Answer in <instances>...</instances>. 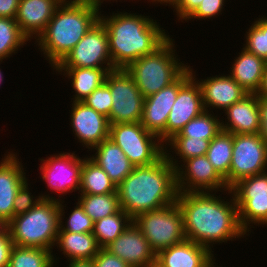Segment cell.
Listing matches in <instances>:
<instances>
[{"label": "cell", "mask_w": 267, "mask_h": 267, "mask_svg": "<svg viewBox=\"0 0 267 267\" xmlns=\"http://www.w3.org/2000/svg\"><path fill=\"white\" fill-rule=\"evenodd\" d=\"M92 260L94 267H130L106 248H101Z\"/></svg>", "instance_id": "obj_41"}, {"label": "cell", "mask_w": 267, "mask_h": 267, "mask_svg": "<svg viewBox=\"0 0 267 267\" xmlns=\"http://www.w3.org/2000/svg\"><path fill=\"white\" fill-rule=\"evenodd\" d=\"M215 193L178 192L176 199L182 211L186 239L207 247L213 253V244H225L248 236L240 225L232 192L229 199Z\"/></svg>", "instance_id": "obj_1"}, {"label": "cell", "mask_w": 267, "mask_h": 267, "mask_svg": "<svg viewBox=\"0 0 267 267\" xmlns=\"http://www.w3.org/2000/svg\"><path fill=\"white\" fill-rule=\"evenodd\" d=\"M70 127L72 134L78 139L79 143L91 151L103 140L109 138V121L108 118L96 112L82 101L71 103Z\"/></svg>", "instance_id": "obj_16"}, {"label": "cell", "mask_w": 267, "mask_h": 267, "mask_svg": "<svg viewBox=\"0 0 267 267\" xmlns=\"http://www.w3.org/2000/svg\"><path fill=\"white\" fill-rule=\"evenodd\" d=\"M102 12L99 20L106 28L114 68L126 69L137 59L154 53L170 38L158 20L150 16L124 10L110 16Z\"/></svg>", "instance_id": "obj_2"}, {"label": "cell", "mask_w": 267, "mask_h": 267, "mask_svg": "<svg viewBox=\"0 0 267 267\" xmlns=\"http://www.w3.org/2000/svg\"><path fill=\"white\" fill-rule=\"evenodd\" d=\"M95 154L89 157L96 162L118 186L135 167L126 157L122 149L111 139H105L96 147Z\"/></svg>", "instance_id": "obj_24"}, {"label": "cell", "mask_w": 267, "mask_h": 267, "mask_svg": "<svg viewBox=\"0 0 267 267\" xmlns=\"http://www.w3.org/2000/svg\"><path fill=\"white\" fill-rule=\"evenodd\" d=\"M226 0H204L201 2L197 10L186 20L188 22L194 19L204 20L212 19L222 15Z\"/></svg>", "instance_id": "obj_40"}, {"label": "cell", "mask_w": 267, "mask_h": 267, "mask_svg": "<svg viewBox=\"0 0 267 267\" xmlns=\"http://www.w3.org/2000/svg\"><path fill=\"white\" fill-rule=\"evenodd\" d=\"M214 253L207 247L184 240L156 254V263L161 267H217Z\"/></svg>", "instance_id": "obj_21"}, {"label": "cell", "mask_w": 267, "mask_h": 267, "mask_svg": "<svg viewBox=\"0 0 267 267\" xmlns=\"http://www.w3.org/2000/svg\"><path fill=\"white\" fill-rule=\"evenodd\" d=\"M109 139L122 149L134 166L151 165L165 154L164 143L141 123L110 124Z\"/></svg>", "instance_id": "obj_8"}, {"label": "cell", "mask_w": 267, "mask_h": 267, "mask_svg": "<svg viewBox=\"0 0 267 267\" xmlns=\"http://www.w3.org/2000/svg\"><path fill=\"white\" fill-rule=\"evenodd\" d=\"M120 209L132 219L176 202V169L165 154L148 166H135L117 186Z\"/></svg>", "instance_id": "obj_3"}, {"label": "cell", "mask_w": 267, "mask_h": 267, "mask_svg": "<svg viewBox=\"0 0 267 267\" xmlns=\"http://www.w3.org/2000/svg\"><path fill=\"white\" fill-rule=\"evenodd\" d=\"M63 0H20L15 21L21 32L29 39L45 31L51 18Z\"/></svg>", "instance_id": "obj_22"}, {"label": "cell", "mask_w": 267, "mask_h": 267, "mask_svg": "<svg viewBox=\"0 0 267 267\" xmlns=\"http://www.w3.org/2000/svg\"><path fill=\"white\" fill-rule=\"evenodd\" d=\"M77 201L94 222L120 210L118 193L79 194Z\"/></svg>", "instance_id": "obj_34"}, {"label": "cell", "mask_w": 267, "mask_h": 267, "mask_svg": "<svg viewBox=\"0 0 267 267\" xmlns=\"http://www.w3.org/2000/svg\"><path fill=\"white\" fill-rule=\"evenodd\" d=\"M28 185L30 184H28L27 180L17 192L13 202V217L26 213L36 206L42 199L57 201V197L50 196V194H46V192L44 194L40 193L36 197L35 195H31L32 193L30 192Z\"/></svg>", "instance_id": "obj_38"}, {"label": "cell", "mask_w": 267, "mask_h": 267, "mask_svg": "<svg viewBox=\"0 0 267 267\" xmlns=\"http://www.w3.org/2000/svg\"><path fill=\"white\" fill-rule=\"evenodd\" d=\"M7 229V223L0 219V235Z\"/></svg>", "instance_id": "obj_50"}, {"label": "cell", "mask_w": 267, "mask_h": 267, "mask_svg": "<svg viewBox=\"0 0 267 267\" xmlns=\"http://www.w3.org/2000/svg\"><path fill=\"white\" fill-rule=\"evenodd\" d=\"M210 141L211 140L193 139L189 137H172L164 144L165 156L176 169L183 161L187 159L206 155ZM168 146L170 147V149ZM169 152H172V154Z\"/></svg>", "instance_id": "obj_30"}, {"label": "cell", "mask_w": 267, "mask_h": 267, "mask_svg": "<svg viewBox=\"0 0 267 267\" xmlns=\"http://www.w3.org/2000/svg\"><path fill=\"white\" fill-rule=\"evenodd\" d=\"M245 48L267 62V17L256 18L245 33Z\"/></svg>", "instance_id": "obj_37"}, {"label": "cell", "mask_w": 267, "mask_h": 267, "mask_svg": "<svg viewBox=\"0 0 267 267\" xmlns=\"http://www.w3.org/2000/svg\"><path fill=\"white\" fill-rule=\"evenodd\" d=\"M105 248L130 267H148L156 262V253L133 221Z\"/></svg>", "instance_id": "obj_18"}, {"label": "cell", "mask_w": 267, "mask_h": 267, "mask_svg": "<svg viewBox=\"0 0 267 267\" xmlns=\"http://www.w3.org/2000/svg\"><path fill=\"white\" fill-rule=\"evenodd\" d=\"M2 63V61H0V64ZM2 69L0 68V85L3 83V72L1 71Z\"/></svg>", "instance_id": "obj_51"}, {"label": "cell", "mask_w": 267, "mask_h": 267, "mask_svg": "<svg viewBox=\"0 0 267 267\" xmlns=\"http://www.w3.org/2000/svg\"><path fill=\"white\" fill-rule=\"evenodd\" d=\"M64 200L59 202V230L69 231L72 233H90L93 232L94 221L85 213L83 207L77 201L74 209H71V213L68 214V218H65L66 204L64 206ZM66 219V221H65ZM65 223H64V221ZM65 224V225H64Z\"/></svg>", "instance_id": "obj_36"}, {"label": "cell", "mask_w": 267, "mask_h": 267, "mask_svg": "<svg viewBox=\"0 0 267 267\" xmlns=\"http://www.w3.org/2000/svg\"><path fill=\"white\" fill-rule=\"evenodd\" d=\"M6 153L0 161V219L8 224L13 218V202L17 192L28 178L19 155L13 150Z\"/></svg>", "instance_id": "obj_19"}, {"label": "cell", "mask_w": 267, "mask_h": 267, "mask_svg": "<svg viewBox=\"0 0 267 267\" xmlns=\"http://www.w3.org/2000/svg\"><path fill=\"white\" fill-rule=\"evenodd\" d=\"M230 190L238 207L240 225L248 236L253 225L267 226V171L239 180Z\"/></svg>", "instance_id": "obj_10"}, {"label": "cell", "mask_w": 267, "mask_h": 267, "mask_svg": "<svg viewBox=\"0 0 267 267\" xmlns=\"http://www.w3.org/2000/svg\"><path fill=\"white\" fill-rule=\"evenodd\" d=\"M64 254L67 261L92 260L101 247L92 232L72 233L69 231H58L55 249Z\"/></svg>", "instance_id": "obj_27"}, {"label": "cell", "mask_w": 267, "mask_h": 267, "mask_svg": "<svg viewBox=\"0 0 267 267\" xmlns=\"http://www.w3.org/2000/svg\"><path fill=\"white\" fill-rule=\"evenodd\" d=\"M175 48L174 39L170 37L154 53L137 59L126 68L144 98L173 83L188 68V63L180 61Z\"/></svg>", "instance_id": "obj_6"}, {"label": "cell", "mask_w": 267, "mask_h": 267, "mask_svg": "<svg viewBox=\"0 0 267 267\" xmlns=\"http://www.w3.org/2000/svg\"><path fill=\"white\" fill-rule=\"evenodd\" d=\"M56 67L114 68L103 23L96 22Z\"/></svg>", "instance_id": "obj_13"}, {"label": "cell", "mask_w": 267, "mask_h": 267, "mask_svg": "<svg viewBox=\"0 0 267 267\" xmlns=\"http://www.w3.org/2000/svg\"><path fill=\"white\" fill-rule=\"evenodd\" d=\"M28 41L15 19L0 17V61L16 55Z\"/></svg>", "instance_id": "obj_35"}, {"label": "cell", "mask_w": 267, "mask_h": 267, "mask_svg": "<svg viewBox=\"0 0 267 267\" xmlns=\"http://www.w3.org/2000/svg\"><path fill=\"white\" fill-rule=\"evenodd\" d=\"M219 118L214 112L205 110L199 116L190 120L173 137L212 140L222 130L221 120Z\"/></svg>", "instance_id": "obj_33"}, {"label": "cell", "mask_w": 267, "mask_h": 267, "mask_svg": "<svg viewBox=\"0 0 267 267\" xmlns=\"http://www.w3.org/2000/svg\"><path fill=\"white\" fill-rule=\"evenodd\" d=\"M14 243L8 228L0 235V267H8Z\"/></svg>", "instance_id": "obj_43"}, {"label": "cell", "mask_w": 267, "mask_h": 267, "mask_svg": "<svg viewBox=\"0 0 267 267\" xmlns=\"http://www.w3.org/2000/svg\"><path fill=\"white\" fill-rule=\"evenodd\" d=\"M146 1V0H145ZM148 2H152V4H158L160 3L161 5H165V6H171V7H175V5L178 3V0H147Z\"/></svg>", "instance_id": "obj_49"}, {"label": "cell", "mask_w": 267, "mask_h": 267, "mask_svg": "<svg viewBox=\"0 0 267 267\" xmlns=\"http://www.w3.org/2000/svg\"><path fill=\"white\" fill-rule=\"evenodd\" d=\"M20 0H0V17L15 19Z\"/></svg>", "instance_id": "obj_45"}, {"label": "cell", "mask_w": 267, "mask_h": 267, "mask_svg": "<svg viewBox=\"0 0 267 267\" xmlns=\"http://www.w3.org/2000/svg\"><path fill=\"white\" fill-rule=\"evenodd\" d=\"M133 222L156 254L186 240L182 211L176 202L141 213L133 219Z\"/></svg>", "instance_id": "obj_7"}, {"label": "cell", "mask_w": 267, "mask_h": 267, "mask_svg": "<svg viewBox=\"0 0 267 267\" xmlns=\"http://www.w3.org/2000/svg\"><path fill=\"white\" fill-rule=\"evenodd\" d=\"M53 253L52 250L44 248L14 245L10 254L8 267H55L61 258H57L56 254Z\"/></svg>", "instance_id": "obj_31"}, {"label": "cell", "mask_w": 267, "mask_h": 267, "mask_svg": "<svg viewBox=\"0 0 267 267\" xmlns=\"http://www.w3.org/2000/svg\"><path fill=\"white\" fill-rule=\"evenodd\" d=\"M85 156L86 157L83 158L80 190L78 194L96 195L117 193V186L107 173L89 156Z\"/></svg>", "instance_id": "obj_28"}, {"label": "cell", "mask_w": 267, "mask_h": 267, "mask_svg": "<svg viewBox=\"0 0 267 267\" xmlns=\"http://www.w3.org/2000/svg\"><path fill=\"white\" fill-rule=\"evenodd\" d=\"M115 68L55 67V73L63 74L71 81L74 96L70 102L83 101L104 82L107 73Z\"/></svg>", "instance_id": "obj_26"}, {"label": "cell", "mask_w": 267, "mask_h": 267, "mask_svg": "<svg viewBox=\"0 0 267 267\" xmlns=\"http://www.w3.org/2000/svg\"><path fill=\"white\" fill-rule=\"evenodd\" d=\"M79 1L89 5L90 7H93L94 9H96V10H98L100 12L102 3H104V1L105 2H108V1H110V2L113 1L114 2V1H116V3H117L118 0H108V1L107 0H79ZM131 1H134V0H131Z\"/></svg>", "instance_id": "obj_47"}, {"label": "cell", "mask_w": 267, "mask_h": 267, "mask_svg": "<svg viewBox=\"0 0 267 267\" xmlns=\"http://www.w3.org/2000/svg\"><path fill=\"white\" fill-rule=\"evenodd\" d=\"M39 160L40 179L47 184L50 191L53 190L51 193H59L58 202L64 200L63 197L67 193L80 190L83 157L77 156L74 151L72 153L63 151Z\"/></svg>", "instance_id": "obj_11"}, {"label": "cell", "mask_w": 267, "mask_h": 267, "mask_svg": "<svg viewBox=\"0 0 267 267\" xmlns=\"http://www.w3.org/2000/svg\"><path fill=\"white\" fill-rule=\"evenodd\" d=\"M67 267H94L93 260H72L67 261Z\"/></svg>", "instance_id": "obj_46"}, {"label": "cell", "mask_w": 267, "mask_h": 267, "mask_svg": "<svg viewBox=\"0 0 267 267\" xmlns=\"http://www.w3.org/2000/svg\"><path fill=\"white\" fill-rule=\"evenodd\" d=\"M267 171V143L258 134H233L229 189L239 180Z\"/></svg>", "instance_id": "obj_12"}, {"label": "cell", "mask_w": 267, "mask_h": 267, "mask_svg": "<svg viewBox=\"0 0 267 267\" xmlns=\"http://www.w3.org/2000/svg\"><path fill=\"white\" fill-rule=\"evenodd\" d=\"M148 267H161L160 265H158L156 262L152 263L151 265H149Z\"/></svg>", "instance_id": "obj_52"}, {"label": "cell", "mask_w": 267, "mask_h": 267, "mask_svg": "<svg viewBox=\"0 0 267 267\" xmlns=\"http://www.w3.org/2000/svg\"><path fill=\"white\" fill-rule=\"evenodd\" d=\"M190 68L192 77L179 89L177 99L166 123V142L192 119L205 111L200 84L195 79L196 72ZM192 67V68H191Z\"/></svg>", "instance_id": "obj_17"}, {"label": "cell", "mask_w": 267, "mask_h": 267, "mask_svg": "<svg viewBox=\"0 0 267 267\" xmlns=\"http://www.w3.org/2000/svg\"><path fill=\"white\" fill-rule=\"evenodd\" d=\"M224 113L227 118L224 115L220 118L223 131L231 134H258L260 121L257 94H247Z\"/></svg>", "instance_id": "obj_23"}, {"label": "cell", "mask_w": 267, "mask_h": 267, "mask_svg": "<svg viewBox=\"0 0 267 267\" xmlns=\"http://www.w3.org/2000/svg\"><path fill=\"white\" fill-rule=\"evenodd\" d=\"M176 186L179 193L220 191L223 195L231 194L206 155L187 159L176 168Z\"/></svg>", "instance_id": "obj_14"}, {"label": "cell", "mask_w": 267, "mask_h": 267, "mask_svg": "<svg viewBox=\"0 0 267 267\" xmlns=\"http://www.w3.org/2000/svg\"><path fill=\"white\" fill-rule=\"evenodd\" d=\"M82 102L93 108L96 112L105 115L106 117L110 115L111 107L113 104L110 89L105 83L96 88Z\"/></svg>", "instance_id": "obj_39"}, {"label": "cell", "mask_w": 267, "mask_h": 267, "mask_svg": "<svg viewBox=\"0 0 267 267\" xmlns=\"http://www.w3.org/2000/svg\"><path fill=\"white\" fill-rule=\"evenodd\" d=\"M233 134L221 130L209 143L206 156L229 188V170L232 161Z\"/></svg>", "instance_id": "obj_29"}, {"label": "cell", "mask_w": 267, "mask_h": 267, "mask_svg": "<svg viewBox=\"0 0 267 267\" xmlns=\"http://www.w3.org/2000/svg\"><path fill=\"white\" fill-rule=\"evenodd\" d=\"M99 16L98 10L79 0H63L34 44L54 69L99 21Z\"/></svg>", "instance_id": "obj_4"}, {"label": "cell", "mask_w": 267, "mask_h": 267, "mask_svg": "<svg viewBox=\"0 0 267 267\" xmlns=\"http://www.w3.org/2000/svg\"><path fill=\"white\" fill-rule=\"evenodd\" d=\"M192 77L188 67L173 83L162 88L158 93L145 98L141 118L142 126L166 143V123L179 89Z\"/></svg>", "instance_id": "obj_15"}, {"label": "cell", "mask_w": 267, "mask_h": 267, "mask_svg": "<svg viewBox=\"0 0 267 267\" xmlns=\"http://www.w3.org/2000/svg\"><path fill=\"white\" fill-rule=\"evenodd\" d=\"M260 127L258 135L267 143V97L258 96Z\"/></svg>", "instance_id": "obj_44"}, {"label": "cell", "mask_w": 267, "mask_h": 267, "mask_svg": "<svg viewBox=\"0 0 267 267\" xmlns=\"http://www.w3.org/2000/svg\"><path fill=\"white\" fill-rule=\"evenodd\" d=\"M204 0H178L175 5L173 12L177 15L178 22L181 20L183 22L197 10L201 2Z\"/></svg>", "instance_id": "obj_42"}, {"label": "cell", "mask_w": 267, "mask_h": 267, "mask_svg": "<svg viewBox=\"0 0 267 267\" xmlns=\"http://www.w3.org/2000/svg\"><path fill=\"white\" fill-rule=\"evenodd\" d=\"M257 96H264L267 97V66L264 71L261 87L257 92Z\"/></svg>", "instance_id": "obj_48"}, {"label": "cell", "mask_w": 267, "mask_h": 267, "mask_svg": "<svg viewBox=\"0 0 267 267\" xmlns=\"http://www.w3.org/2000/svg\"><path fill=\"white\" fill-rule=\"evenodd\" d=\"M195 79L200 84L203 106L207 111L220 109L224 112L248 94L229 74L212 75L200 81Z\"/></svg>", "instance_id": "obj_20"}, {"label": "cell", "mask_w": 267, "mask_h": 267, "mask_svg": "<svg viewBox=\"0 0 267 267\" xmlns=\"http://www.w3.org/2000/svg\"><path fill=\"white\" fill-rule=\"evenodd\" d=\"M133 221L122 209L117 213L94 222L93 235L98 245L105 248L114 241Z\"/></svg>", "instance_id": "obj_32"}, {"label": "cell", "mask_w": 267, "mask_h": 267, "mask_svg": "<svg viewBox=\"0 0 267 267\" xmlns=\"http://www.w3.org/2000/svg\"><path fill=\"white\" fill-rule=\"evenodd\" d=\"M229 75L248 93L257 94L261 87L267 62L242 48L234 57Z\"/></svg>", "instance_id": "obj_25"}, {"label": "cell", "mask_w": 267, "mask_h": 267, "mask_svg": "<svg viewBox=\"0 0 267 267\" xmlns=\"http://www.w3.org/2000/svg\"><path fill=\"white\" fill-rule=\"evenodd\" d=\"M14 245L52 250L59 230V202L42 199L7 224Z\"/></svg>", "instance_id": "obj_5"}, {"label": "cell", "mask_w": 267, "mask_h": 267, "mask_svg": "<svg viewBox=\"0 0 267 267\" xmlns=\"http://www.w3.org/2000/svg\"><path fill=\"white\" fill-rule=\"evenodd\" d=\"M110 89L113 104L109 124L140 123L145 98L131 74L124 68L110 70L104 82Z\"/></svg>", "instance_id": "obj_9"}]
</instances>
